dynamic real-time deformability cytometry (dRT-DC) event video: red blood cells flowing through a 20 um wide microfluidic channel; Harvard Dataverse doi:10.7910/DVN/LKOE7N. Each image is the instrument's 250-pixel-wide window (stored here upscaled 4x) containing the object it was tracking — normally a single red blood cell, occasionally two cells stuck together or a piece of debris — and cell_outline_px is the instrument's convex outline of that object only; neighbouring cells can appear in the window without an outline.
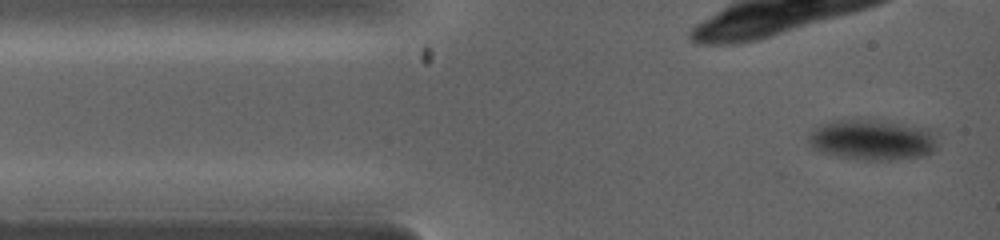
{"species": "common noctule bat (a hibernating species)", "species_latin": "Nyctalus noctula", "temperature_condition": "warm", "stored_images_in_passage": 20, "camera_frame_rate_fps": 5000, "um_per_image_px": 0.085, "animal": {"sex": "female", "body_mass_g": 19.0, "forearm_length_mm": 53.3}, "frame": {"image": 1, "passage_image": 1, "time_ms": 0.0, "image_size_px": [1000, 240], "cell_outline_px": [[940, 140], [936, 148], [928, 156], [896, 160], [868, 160], [840, 156], [824, 152], [812, 148], [808, 140], [808, 136], [820, 124], [832, 120], [856, 116], [888, 120], [932, 128], [936, 132]], "centroid_in_image_um": [74.26, 11.82], "position_along_channel_um": 10.7, "area_um2": 32.08}}